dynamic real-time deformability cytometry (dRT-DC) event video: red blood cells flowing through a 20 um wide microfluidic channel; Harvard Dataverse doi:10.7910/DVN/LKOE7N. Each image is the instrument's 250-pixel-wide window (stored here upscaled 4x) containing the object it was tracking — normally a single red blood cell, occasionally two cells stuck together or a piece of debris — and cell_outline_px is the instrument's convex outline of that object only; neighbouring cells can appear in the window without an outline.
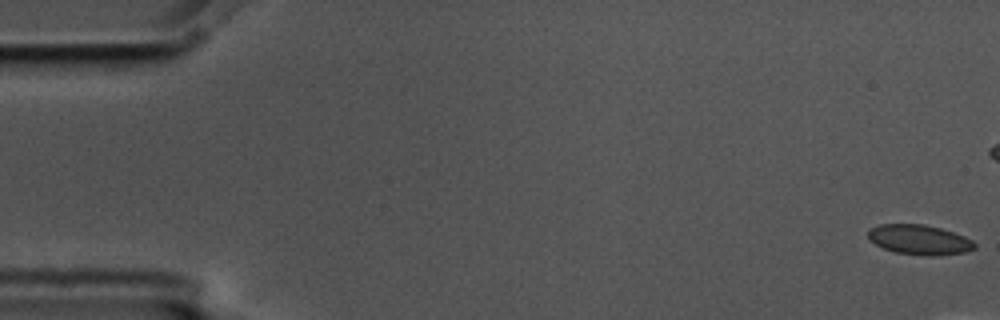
{"species": "common noctule bat (a hibernating species)", "species_latin": "Nyctalus noctula", "temperature_condition": "cold", "stored_images_in_passage": 11, "camera_frame_rate_fps": 3000, "um_per_image_px": 0.085, "animal": {"sex": "male", "body_mass_g": 17.5, "forearm_length_mm": 52.3}, "frame": {"image": 1, "passage_image": 1, "time_ms": 0.0, "image_size_px": [1000, 320], "cell_outline_px": [[976, 248], [964, 252], [936, 256], [928, 256], [896, 252], [884, 248], [868, 240], [868, 228], [880, 224], [924, 224], [940, 228], [964, 236], [972, 240], [976, 244]], "centroid_in_image_um": [78.13, 20.37], "position_along_channel_um": 6.9, "area_um2": 18.55}}